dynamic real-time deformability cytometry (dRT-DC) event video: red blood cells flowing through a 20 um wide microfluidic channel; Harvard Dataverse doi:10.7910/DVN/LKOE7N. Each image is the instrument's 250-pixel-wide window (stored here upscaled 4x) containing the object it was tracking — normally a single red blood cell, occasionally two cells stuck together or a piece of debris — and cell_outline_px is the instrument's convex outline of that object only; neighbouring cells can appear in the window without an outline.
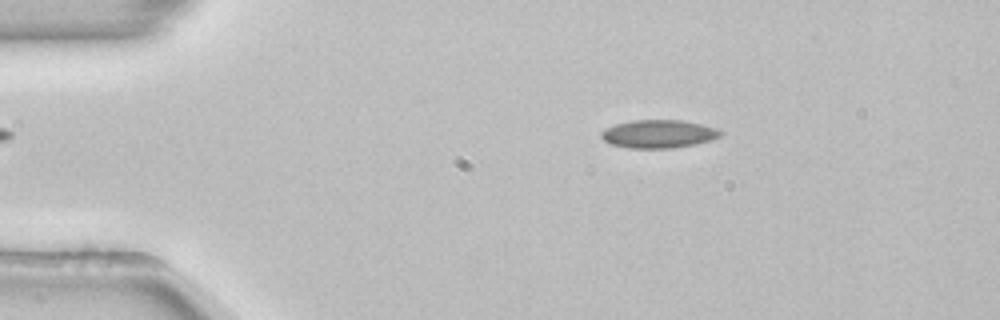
{"species": "common noctule bat (a hibernating species)", "species_latin": "Nyctalus noctula", "temperature_condition": "room temperature", "stored_images_in_passage": 52, "camera_frame_rate_fps": 3000, "um_per_image_px": 0.085, "animal": {"sex": "female", "body_mass_g": 22.7, "forearm_length_mm": 54.2}, "frame": {"image": 1, "passage_image": 9, "time_ms": 2.667, "image_size_px": [1000, 320], "cell_outline_px": [[724, 132], [720, 136], [712, 140], [672, 148], [628, 148], [612, 144], [604, 140], [600, 136], [600, 132], [604, 128], [616, 124], [632, 120], [680, 120], [700, 124], [716, 128]], "centroid_in_image_um": [55.95, 11.38], "position_along_channel_um": 29.0, "area_um2": 19.48}}
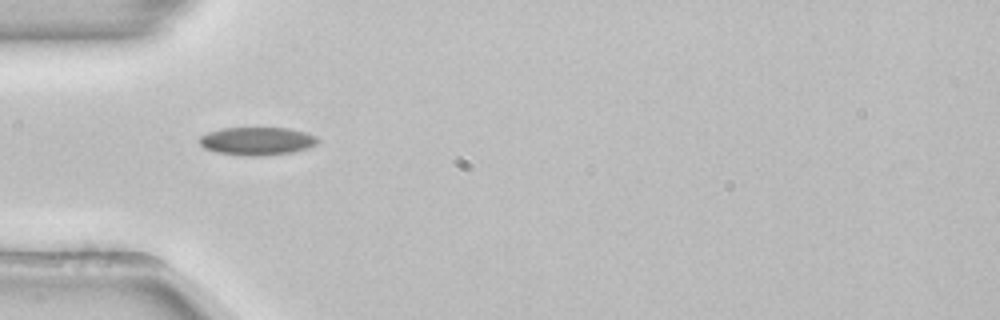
{"frame": {"image": 2, "passage_image": 16, "time_ms": 5.0, "image_size_px": [1000, 320], "cell_outline_px": [[320, 140], [316, 144], [308, 148], [292, 152], [264, 156], [244, 156], [216, 152], [204, 148], [200, 144], [200, 136], [208, 132], [220, 128], [288, 128], [304, 132], [316, 136]], "centroid_in_image_um": [21.84, 12.0], "position_along_channel_um": 63.2, "area_um2": 19.42}}
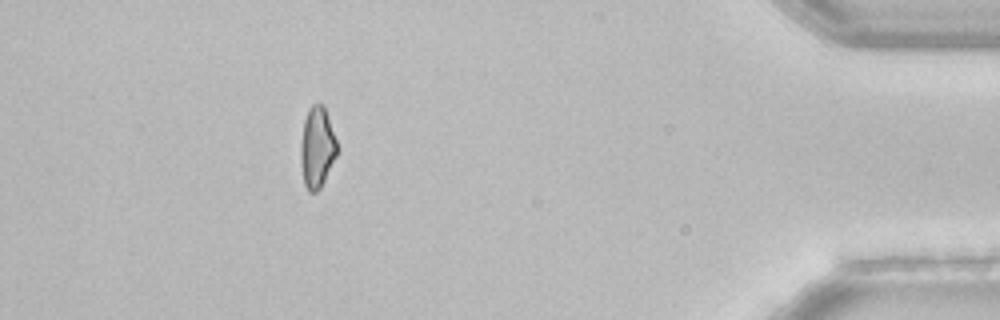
{"frame": {"image": 3, "passage_image": 47, "time_ms": 15.333, "image_size_px": [1000, 320], "cell_outline_px": [[340, 152], [320, 188], [316, 192], [308, 192], [304, 184], [300, 160], [300, 144], [304, 120], [308, 108], [312, 104], [320, 104], [324, 108], [340, 148]], "centroid_in_image_um": [26.97, 12.57], "position_along_channel_um": 408.2, "area_um2": 17.51}}